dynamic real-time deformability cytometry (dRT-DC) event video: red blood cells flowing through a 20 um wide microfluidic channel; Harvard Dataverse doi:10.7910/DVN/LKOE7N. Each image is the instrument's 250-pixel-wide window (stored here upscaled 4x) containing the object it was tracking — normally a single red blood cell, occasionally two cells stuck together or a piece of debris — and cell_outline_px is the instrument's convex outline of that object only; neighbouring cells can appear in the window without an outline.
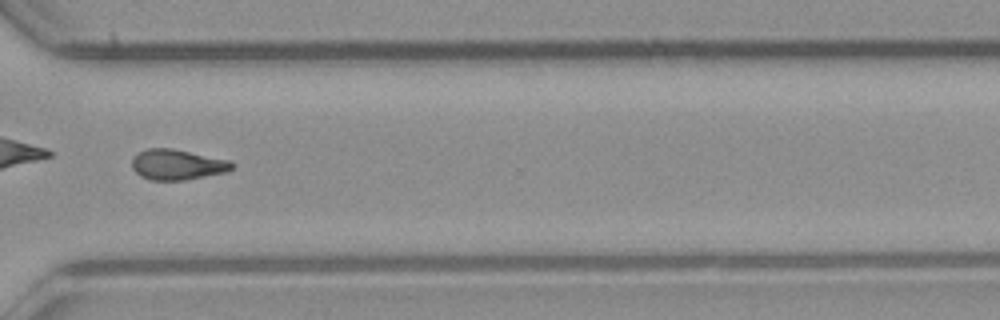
{"species": "common noctule bat (a hibernating species)", "species_latin": "Nyctalus noctula", "temperature_condition": "room temperature", "stored_images_in_passage": 50, "camera_frame_rate_fps": 3000, "um_per_image_px": 0.085, "animal": {"sex": "male", "body_mass_g": 23.1, "forearm_length_mm": 52.7}, "frame": {"image": 1, "passage_image": 36, "time_ms": 11.667, "image_size_px": [1000, 320], "cell_outline_px": [[236, 164], [228, 172], [184, 180], [152, 180], [140, 176], [132, 168], [132, 160], [140, 152], [148, 148], [172, 148], [228, 160]], "centroid_in_image_um": [15.09, 14.0], "position_along_channel_um": 355.5, "area_um2": 17.63}}
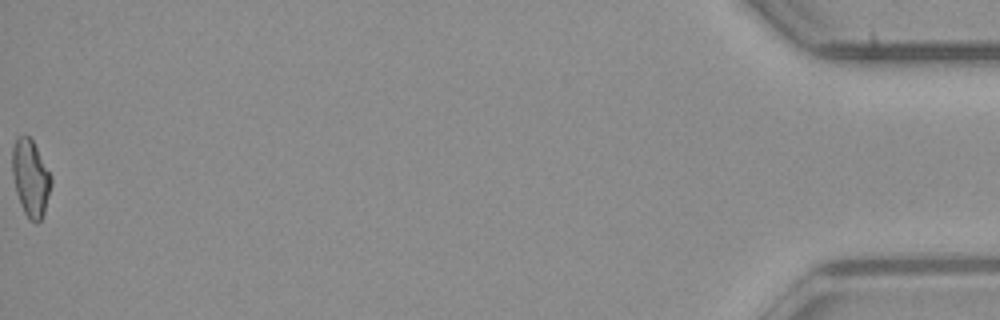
{"frame": {"image": 2, "passage_image": 50, "time_ms": 16.333, "image_size_px": [1000, 320], "cell_outline_px": [[52, 184], [44, 212], [40, 220], [36, 224], [28, 220], [24, 212], [16, 192], [12, 172], [12, 148], [16, 140], [20, 136], [28, 136], [32, 140], [52, 176]], "centroid_in_image_um": [2.6, 15.16], "position_along_channel_um": 432.6, "area_um2": 17.28}}